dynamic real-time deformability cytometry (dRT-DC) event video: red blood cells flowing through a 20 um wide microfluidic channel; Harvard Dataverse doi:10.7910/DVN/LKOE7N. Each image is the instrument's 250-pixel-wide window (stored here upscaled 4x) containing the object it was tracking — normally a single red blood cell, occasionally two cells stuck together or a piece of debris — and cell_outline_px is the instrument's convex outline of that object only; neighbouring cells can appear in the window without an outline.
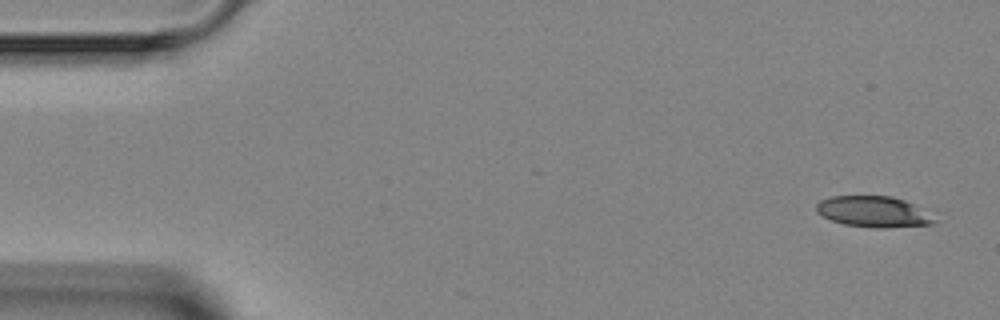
{"species": "Egyptian fruit bat (a non-hibernating species)", "species_latin": "Rousettus aegyptiacus", "temperature_condition": "room temperature", "stored_images_in_passage": 4, "camera_frame_rate_fps": 3000, "um_per_image_px": 0.085, "animal": {"sex": "female"}, "frame": {"image": 1, "passage_image": 1, "time_ms": 0.0, "image_size_px": [1000, 320], "cell_outline_px": [[936, 220], [932, 224], [884, 228], [872, 228], [844, 224], [832, 220], [816, 212], [816, 204], [820, 200], [832, 196], [892, 196], [904, 200], [912, 204]], "centroid_in_image_um": [74.17, 17.99], "position_along_channel_um": 10.8, "area_um2": 20.92}}
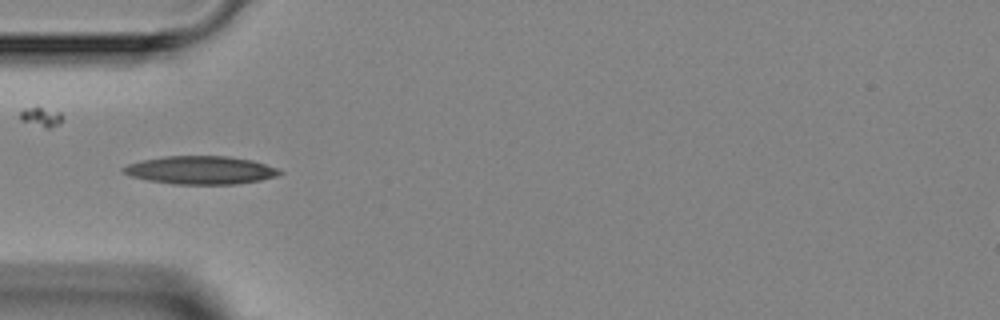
{"frame": {"image": 2, "passage_image": 4, "time_ms": 4.333, "image_size_px": [1000, 320], "cell_outline_px": [[284, 172], [276, 176], [260, 180], [236, 184], [172, 184], [148, 180], [132, 176], [124, 172], [120, 168], [128, 164], [144, 160], [164, 156], [228, 156], [252, 160], [276, 168]], "centroid_in_image_um": [17.06, 14.46], "position_along_channel_um": 67.9, "area_um2": 25.43}}